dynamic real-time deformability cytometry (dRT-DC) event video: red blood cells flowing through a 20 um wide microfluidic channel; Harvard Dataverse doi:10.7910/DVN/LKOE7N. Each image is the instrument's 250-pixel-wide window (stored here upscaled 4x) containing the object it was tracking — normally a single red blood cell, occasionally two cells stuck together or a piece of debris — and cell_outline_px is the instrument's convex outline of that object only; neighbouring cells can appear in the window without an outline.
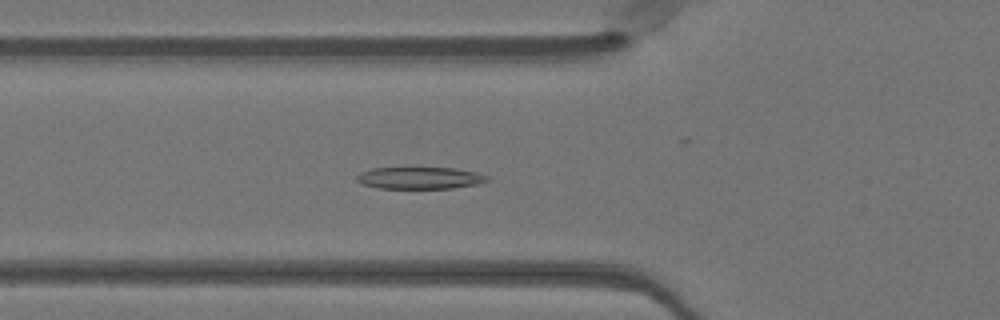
{"species": "Egyptian fruit bat (a non-hibernating species)", "species_latin": "Rousettus aegyptiacus", "temperature_condition": "warm", "stored_images_in_passage": 50, "camera_frame_rate_fps": 3000, "um_per_image_px": 0.085, "animal": {"sex": "female"}, "frame": {"image": 1, "passage_image": 18, "time_ms": 5.667, "image_size_px": [1000, 320], "cell_outline_px": [[488, 180], [476, 184], [452, 188], [380, 188], [364, 184], [356, 180], [356, 176], [360, 172], [372, 168], [456, 168], [476, 172], [488, 176]], "centroid_in_image_um": [35.68, 15.12], "position_along_channel_um": 90.1, "area_um2": 16.47}}
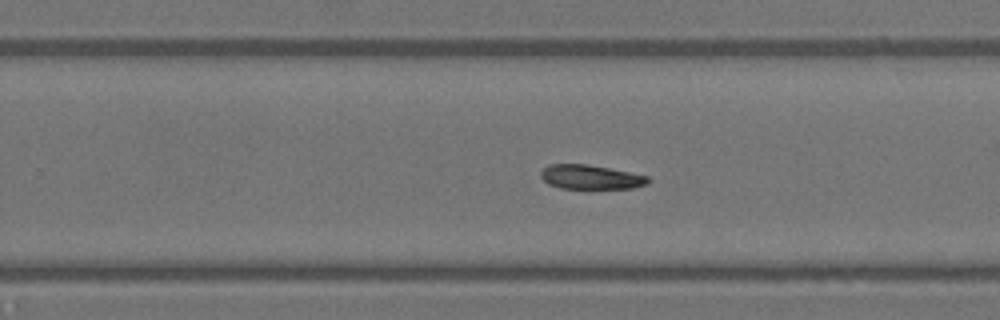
{"frame": {"image": 2, "passage_image": 32, "time_ms": 10.333, "image_size_px": [1000, 320], "cell_outline_px": [[652, 180], [648, 184], [632, 188], [560, 188], [548, 184], [540, 176], [540, 172], [548, 164], [588, 164], [648, 176]], "centroid_in_image_um": [50.21, 15.05], "position_along_channel_um": 279.6, "area_um2": 15.14}}
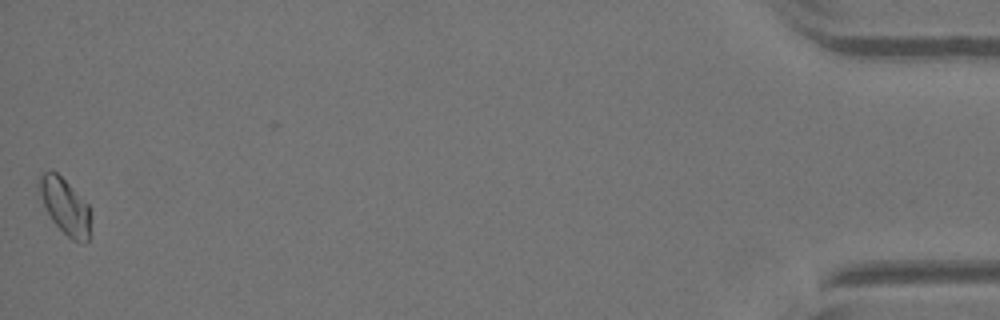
{"frame": {"image": 3, "passage_image": 50, "time_ms": 16.333, "image_size_px": [1000, 320], "cell_outline_px": [[92, 216], [88, 240], [84, 244], [72, 240], [52, 220], [36, 188], [36, 180], [44, 172], [56, 172], [88, 204], [92, 212]], "centroid_in_image_um": [5.54, 17.55], "position_along_channel_um": 429.7, "area_um2": 16.82}, "authors_computed_cell_mechanics": {"area_um2": 16.3863, "velocity_mm_per_s": 4.0539, "shape_relaxation_time_tau1_ms": 3.4146, "shape_relaxation_time_tau2_ms": null, "deformation_change_tau1": 0.1063, "deformation_change_tau2": null}}